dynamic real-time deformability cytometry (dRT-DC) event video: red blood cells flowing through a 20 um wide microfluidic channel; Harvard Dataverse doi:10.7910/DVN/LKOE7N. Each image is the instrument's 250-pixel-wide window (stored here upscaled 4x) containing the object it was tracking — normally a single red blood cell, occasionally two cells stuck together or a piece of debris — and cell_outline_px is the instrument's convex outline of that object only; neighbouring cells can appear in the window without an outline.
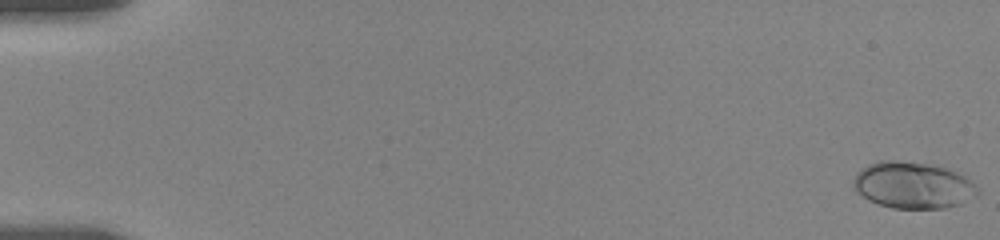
{"species": "human", "species_latin": "Homo sapiens", "temperature_condition": "room temperature", "stored_images_in_passage": 46, "camera_frame_rate_fps": 3000, "um_per_image_px": 0.085, "donor": {"sex": "female"}, "frame": {"image": 1, "passage_image": 1, "time_ms": 0.0, "image_size_px": [1000, 240], "cell_outline_px": [[980, 192], [976, 196], [960, 204], [944, 208], [892, 208], [868, 200], [856, 192], [852, 188], [852, 180], [856, 172], [868, 164], [876, 160], [896, 160], [924, 164], [944, 168], [956, 172], [964, 176]], "centroid_in_image_um": [77.52, 15.75], "position_along_channel_um": 7.5, "area_um2": 33.58}}
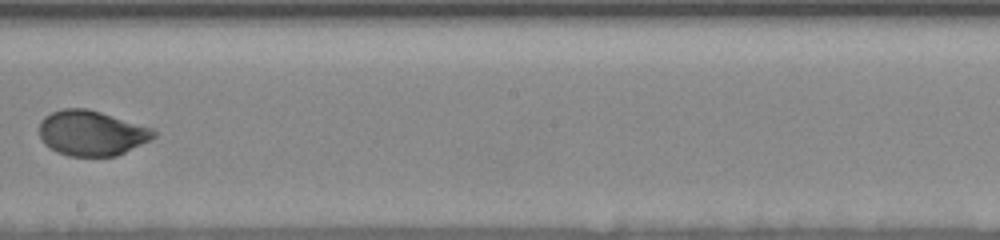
{"frame": {"image": 2, "passage_image": 26, "time_ms": 11.0, "image_size_px": [1000, 240], "cell_outline_px": [[156, 136], [152, 140], [116, 156], [68, 156], [56, 152], [44, 144], [40, 136], [40, 120], [44, 116], [52, 112], [64, 108], [88, 108], [152, 128], [156, 132]], "centroid_in_image_um": [7.78, 11.31], "position_along_channel_um": 240.4, "area_um2": 30.23}}
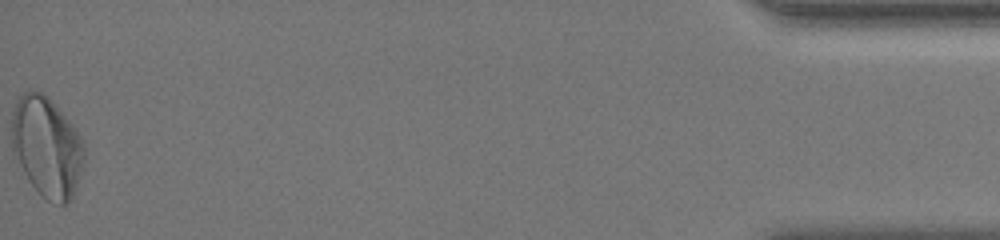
{"frame": {"image": 3, "passage_image": 46, "time_ms": 18.667, "image_size_px": [1000, 240], "cell_outline_px": [[84, 164], [72, 200], [68, 204], [60, 204], [48, 200], [28, 180], [12, 156], [12, 112], [16, 100], [28, 88], [32, 88], [44, 92], [56, 104], [76, 128], [84, 144]], "centroid_in_image_um": [3.97, 12.44], "position_along_channel_um": 431.2, "area_um2": 43.12}, "authors_computed_cell_mechanics": {"area_um2": 30.7207, "velocity_mm_per_s": 3.6201, "shape_relaxation_time_tau1_ms": 3.0561, "shape_relaxation_time_tau2_ms": null, "deformation_change_tau1": 0.1407, "deformation_change_tau2": null}}